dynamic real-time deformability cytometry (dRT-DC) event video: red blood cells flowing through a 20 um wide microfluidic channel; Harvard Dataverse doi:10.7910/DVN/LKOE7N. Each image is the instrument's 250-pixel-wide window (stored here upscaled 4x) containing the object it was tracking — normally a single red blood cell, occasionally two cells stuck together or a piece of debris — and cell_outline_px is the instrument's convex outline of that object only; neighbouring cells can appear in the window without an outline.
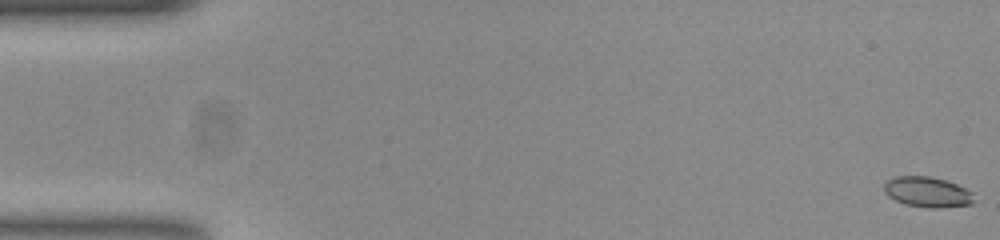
{"species": "common noctule bat (a hibernating species)", "species_latin": "Nyctalus noctula", "temperature_condition": "room temperature", "stored_images_in_passage": 55, "camera_frame_rate_fps": 3000, "um_per_image_px": 0.085, "animal": {"sex": "female", "body_mass_g": 23.0, "forearm_length_mm": 53.4}, "frame": {"image": 1, "passage_image": 1, "time_ms": 0.0, "image_size_px": [1000, 240], "cell_outline_px": [[972, 204], [936, 208], [928, 208], [904, 204], [888, 196], [884, 192], [884, 180], [892, 176], [928, 176], [944, 180], [956, 184], [972, 192]], "centroid_in_image_um": [78.75, 16.31], "position_along_channel_um": 6.2, "area_um2": 15.9}}
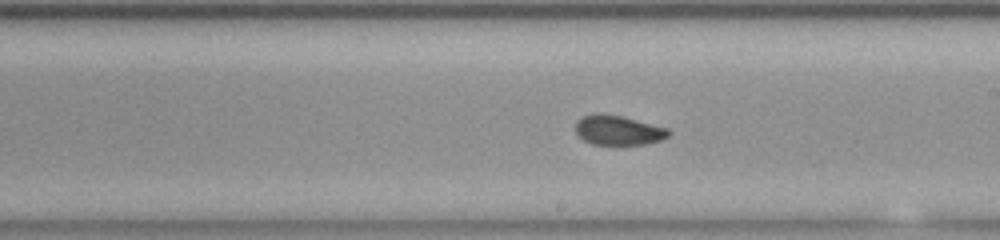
{"frame": {"image": 2, "passage_image": 31, "time_ms": 10.0, "image_size_px": [1000, 240], "cell_outline_px": [[672, 132], [668, 136], [660, 140], [644, 144], [592, 144], [584, 140], [576, 132], [576, 120], [580, 116], [596, 112], [600, 112], [624, 116], [668, 128]], "centroid_in_image_um": [52.53, 11.03], "position_along_channel_um": 236.5, "area_um2": 16.3}}
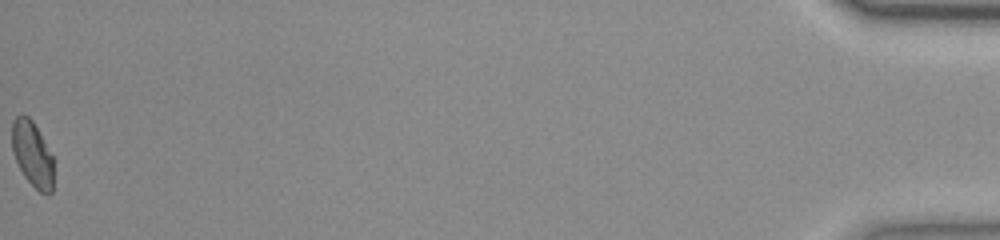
{"frame": {"image": 3, "passage_image": 55, "time_ms": 18.0, "image_size_px": [1000, 240], "cell_outline_px": [[52, 192], [48, 196], [40, 192], [24, 176], [12, 152], [12, 120], [16, 116], [28, 116], [32, 120], [52, 156]], "centroid_in_image_um": [2.73, 13.1], "position_along_channel_um": 432.5, "area_um2": 15.49}, "authors_computed_cell_mechanics": {"area_um2": 16.5308, "velocity_mm_per_s": 3.7784, "shape_relaxation_time_tau1_ms": null, "shape_relaxation_time_tau2_ms": 1.4335, "deformation_change_tau1": null, "deformation_change_tau2": 0.0544}}